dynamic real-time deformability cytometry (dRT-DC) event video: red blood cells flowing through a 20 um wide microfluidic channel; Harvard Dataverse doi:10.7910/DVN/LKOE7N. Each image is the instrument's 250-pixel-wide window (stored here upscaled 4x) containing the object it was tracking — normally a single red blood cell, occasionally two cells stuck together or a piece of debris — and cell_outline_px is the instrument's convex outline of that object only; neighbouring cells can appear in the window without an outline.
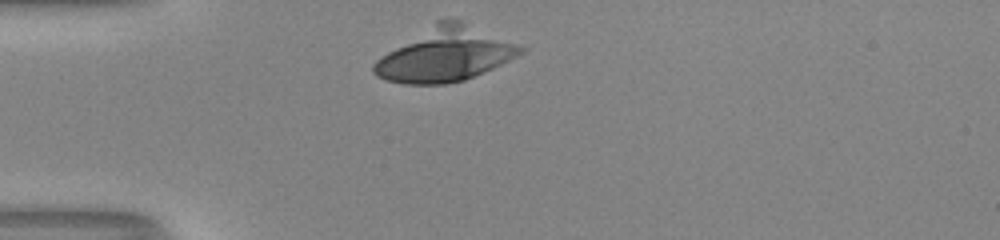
{"species": "human", "species_latin": "Homo sapiens", "temperature_condition": "room temperature", "stored_images_in_passage": 28, "camera_frame_rate_fps": 3000, "um_per_image_px": 0.085, "donor": {"sex": "male"}, "frame": {"image": 1, "passage_image": 1, "time_ms": 0.0, "image_size_px": [1000, 240], "cell_outline_px": [[528, 48], [524, 52], [492, 68], [464, 80], [444, 84], [404, 84], [388, 80], [376, 76], [372, 72], [372, 64], [380, 56], [436, 20], [448, 16], [460, 20], [520, 44]], "centroid_in_image_um": [37.83, 4.6], "position_along_channel_um": 47.2, "area_um2": 46.3}}
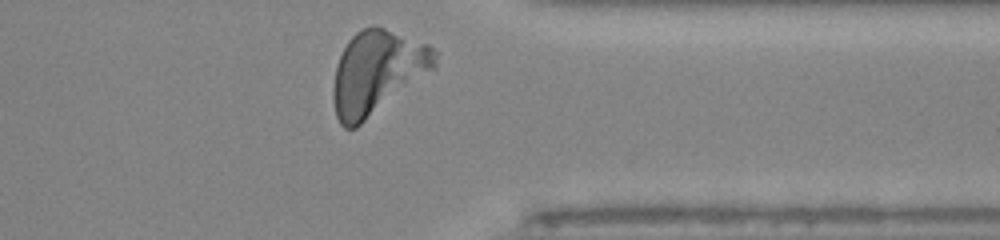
{"frame": {"image": 2, "passage_image": 28, "time_ms": 9.0, "image_size_px": [1000, 240], "cell_outline_px": [[436, 68], [356, 128], [344, 128], [340, 124], [336, 116], [332, 100], [332, 88], [336, 64], [348, 40], [356, 32], [372, 24], [384, 28], [428, 44], [436, 52]], "centroid_in_image_um": [32.03, 6.16], "position_along_channel_um": 379.4, "area_um2": 49.48}}